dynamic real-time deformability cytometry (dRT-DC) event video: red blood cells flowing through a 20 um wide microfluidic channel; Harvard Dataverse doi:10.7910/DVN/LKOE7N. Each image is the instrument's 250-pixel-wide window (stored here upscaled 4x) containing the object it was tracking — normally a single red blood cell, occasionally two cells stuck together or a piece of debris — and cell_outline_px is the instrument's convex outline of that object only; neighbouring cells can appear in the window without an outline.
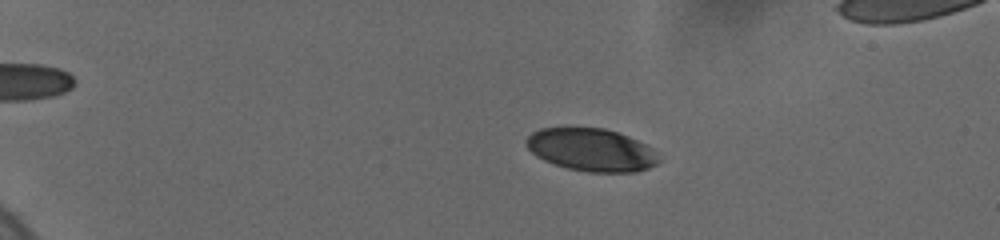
{"species": "human", "species_latin": "Homo sapiens", "temperature_condition": "cold", "stored_images_in_passage": 113, "camera_frame_rate_fps": 3000, "um_per_image_px": 0.085, "donor": {"sex": "female"}, "frame": {"image": 1, "passage_image": 22, "time_ms": 3.667, "image_size_px": [1000, 240], "cell_outline_px": [[660, 160], [656, 164], [648, 168], [636, 172], [588, 172], [568, 168], [544, 160], [536, 156], [528, 148], [528, 136], [532, 132], [540, 128], [604, 128], [628, 136], [652, 148]], "centroid_in_image_um": [50.28, 12.74], "position_along_channel_um": 34.7, "area_um2": 32.6}}
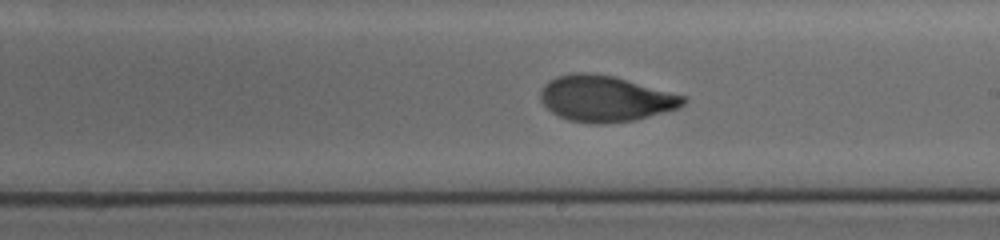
{"frame": {"image": 2, "passage_image": 70, "time_ms": 11.667, "image_size_px": [1000, 240], "cell_outline_px": [[688, 100], [680, 108], [636, 120], [604, 124], [588, 124], [568, 120], [552, 112], [540, 100], [540, 92], [544, 84], [548, 80], [572, 72], [588, 72], [616, 76], [688, 96]], "centroid_in_image_um": [51.5, 8.38], "position_along_channel_um": 237.5, "area_um2": 38.9}}
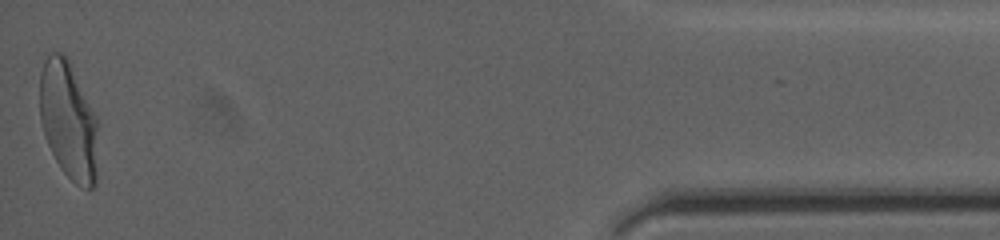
{"frame": {"image": 3, "passage_image": 112, "time_ms": 18.667, "image_size_px": [1000, 240], "cell_outline_px": [[96, 184], [92, 188], [80, 188], [60, 168], [44, 136], [40, 120], [40, 72], [44, 60], [52, 52], [60, 52], [68, 60], [96, 116]], "centroid_in_image_um": [5.79, 10.27], "position_along_channel_um": 429.4, "area_um2": 39.48}, "authors_computed_cell_mechanics": {"area_um2": 37.3966, "velocity_mm_per_s": 3.6803, "shape_relaxation_time_tau1_ms": 3.9882, "shape_relaxation_time_tau2_ms": 0.7386, "deformation_change_tau1": 0.1847, "deformation_change_tau2": 0.0485}}